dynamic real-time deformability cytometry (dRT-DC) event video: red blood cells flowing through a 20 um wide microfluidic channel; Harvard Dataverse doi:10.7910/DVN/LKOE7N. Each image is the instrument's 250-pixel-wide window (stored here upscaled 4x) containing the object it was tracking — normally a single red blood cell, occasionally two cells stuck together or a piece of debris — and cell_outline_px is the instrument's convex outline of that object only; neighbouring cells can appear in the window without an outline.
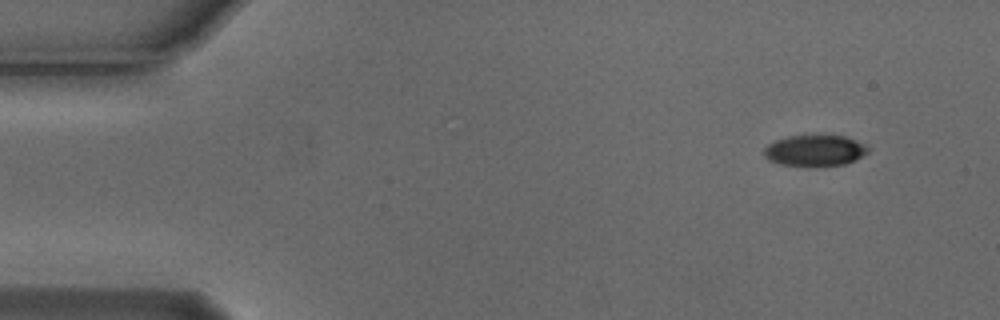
{"species": "Egyptian fruit bat (a non-hibernating species)", "species_latin": "Rousettus aegyptiacus", "temperature_condition": "cold", "stored_images_in_passage": 4, "camera_frame_rate_fps": 3000, "um_per_image_px": 0.085, "animal": {"sex": "male"}, "frame": {"image": 1, "passage_image": 1, "time_ms": 0.0, "image_size_px": [1000, 320], "cell_outline_px": [[868, 152], [856, 160], [844, 164], [816, 168], [780, 164], [768, 160], [764, 156], [764, 148], [768, 144], [776, 140], [788, 136], [844, 136], [856, 140], [864, 144], [868, 148]], "centroid_in_image_um": [69.25, 12.83], "position_along_channel_um": 15.8, "area_um2": 19.13}}
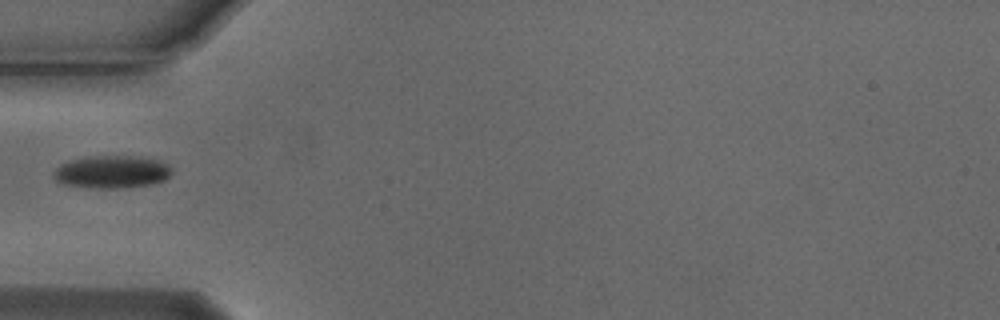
{"frame": {"image": 2, "passage_image": 4, "time_ms": 1.0, "image_size_px": [1000, 320], "cell_outline_px": [[172, 172], [164, 180], [152, 184], [116, 188], [100, 188], [64, 184], [56, 180], [52, 176], [52, 172], [60, 164], [72, 160], [88, 156], [132, 156], [156, 160], [168, 164], [172, 168]], "centroid_in_image_um": [9.49, 14.6], "position_along_channel_um": 75.5, "area_um2": 22.25}}